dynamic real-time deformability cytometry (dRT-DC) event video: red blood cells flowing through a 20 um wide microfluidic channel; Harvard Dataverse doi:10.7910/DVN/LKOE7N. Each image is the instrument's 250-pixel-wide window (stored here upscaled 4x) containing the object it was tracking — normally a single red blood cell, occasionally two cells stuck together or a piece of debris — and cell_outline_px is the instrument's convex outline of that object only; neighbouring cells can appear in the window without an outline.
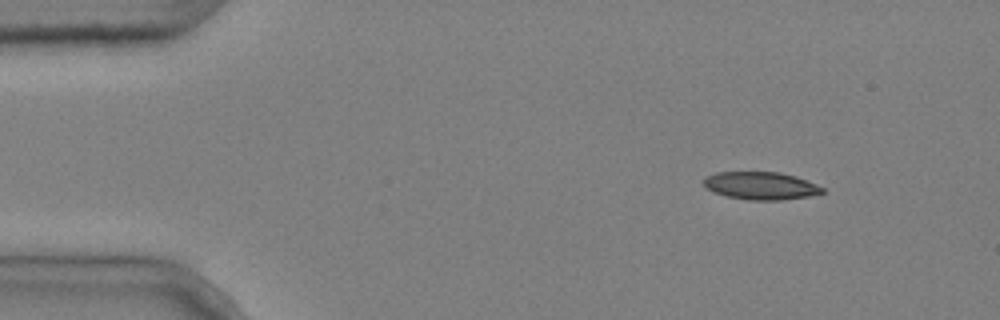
{"species": "common noctule bat (a hibernating species)", "species_latin": "Nyctalus noctula", "temperature_condition": "cold", "stored_images_in_passage": 3, "camera_frame_rate_fps": 3000, "um_per_image_px": 0.085, "animal": {"sex": "male", "body_mass_g": 20.4}, "frame": {"image": 1, "passage_image": 1, "time_ms": 0.0, "image_size_px": [1000, 320], "cell_outline_px": [[824, 192], [808, 196], [780, 200], [748, 200], [728, 196], [712, 192], [704, 184], [704, 176], [716, 172], [780, 172], [796, 176], [816, 184], [824, 188]], "centroid_in_image_um": [64.65, 15.78], "position_along_channel_um": 20.3, "area_um2": 19.13}}